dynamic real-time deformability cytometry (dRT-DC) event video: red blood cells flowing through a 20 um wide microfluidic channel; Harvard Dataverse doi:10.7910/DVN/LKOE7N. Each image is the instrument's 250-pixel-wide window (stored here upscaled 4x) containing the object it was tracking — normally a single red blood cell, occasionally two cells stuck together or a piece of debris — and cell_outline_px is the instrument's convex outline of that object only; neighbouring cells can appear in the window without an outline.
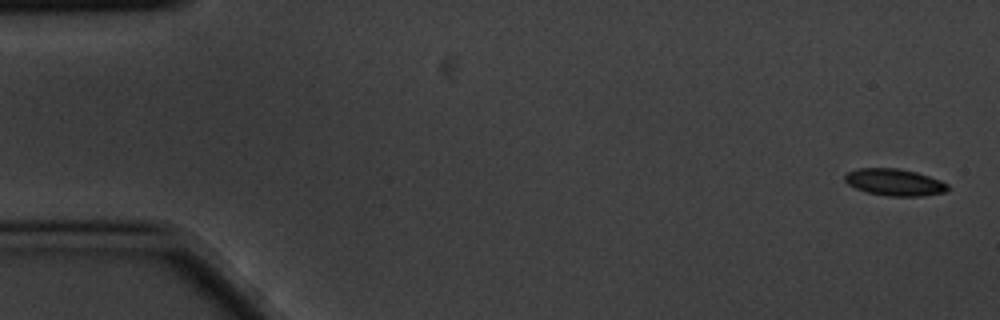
{"species": "common noctule bat (a hibernating species)", "species_latin": "Nyctalus noctula", "temperature_condition": "cold", "stored_images_in_passage": 4, "camera_frame_rate_fps": 3000, "um_per_image_px": 0.085, "animal": {"sex": "male", "body_mass_g": 20.1, "forearm_length_mm": 53.5}, "frame": {"image": 1, "passage_image": 1, "time_ms": 0.0, "image_size_px": [1000, 320], "cell_outline_px": [[948, 188], [944, 192], [920, 196], [888, 196], [868, 192], [856, 188], [848, 184], [844, 180], [844, 176], [848, 172], [860, 168], [896, 168], [916, 172], [940, 180], [948, 184]], "centroid_in_image_um": [76.02, 15.49], "position_along_channel_um": 9.0, "area_um2": 15.9}}